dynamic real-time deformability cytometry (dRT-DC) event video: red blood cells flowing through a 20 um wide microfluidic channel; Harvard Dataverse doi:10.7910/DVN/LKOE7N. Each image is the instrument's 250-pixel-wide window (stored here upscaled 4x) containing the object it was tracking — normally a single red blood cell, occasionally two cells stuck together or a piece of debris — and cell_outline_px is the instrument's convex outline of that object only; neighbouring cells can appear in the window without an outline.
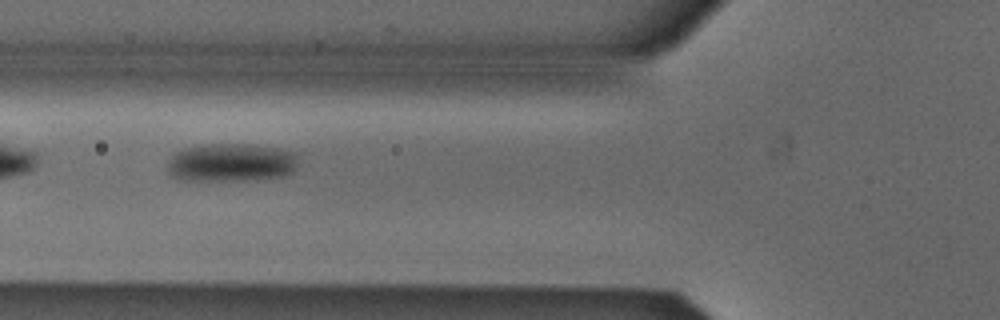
{"species": "Egyptian fruit bat (a non-hibernating species)", "species_latin": "Rousettus aegyptiacus", "temperature_condition": "cold", "stored_images_in_passage": 31, "camera_frame_rate_fps": 3000, "um_per_image_px": 0.085, "animal": {"sex": "male"}, "frame": {"image": 1, "passage_image": 5, "time_ms": 1.333, "image_size_px": [1000, 320], "cell_outline_px": [[296, 164], [292, 172], [284, 176], [256, 180], [180, 180], [172, 176], [168, 172], [168, 160], [176, 152], [200, 144], [244, 144], [276, 148], [296, 152]], "centroid_in_image_um": [19.64, 13.83], "position_along_channel_um": 106.2, "area_um2": 29.19}}
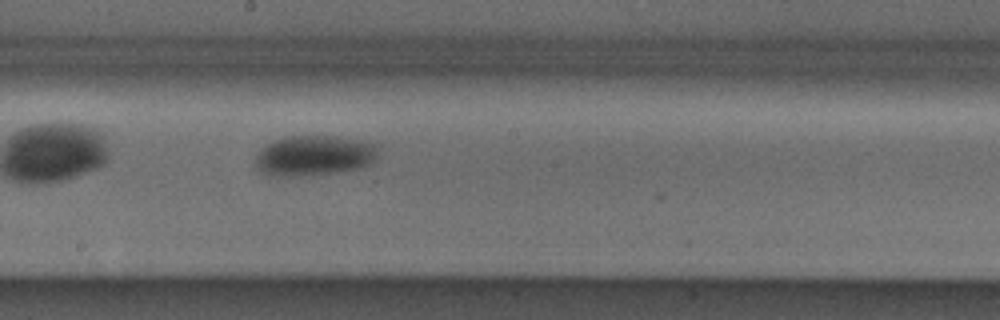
{"frame": {"image": 2, "passage_image": 14, "time_ms": 4.333, "image_size_px": [1000, 320], "cell_outline_px": [[376, 156], [372, 164], [360, 168], [336, 172], [296, 176], [280, 176], [260, 172], [256, 168], [256, 156], [272, 140], [284, 136], [332, 136], [356, 140], [376, 144]], "centroid_in_image_um": [26.69, 13.22], "position_along_channel_um": 221.5, "area_um2": 28.5}}
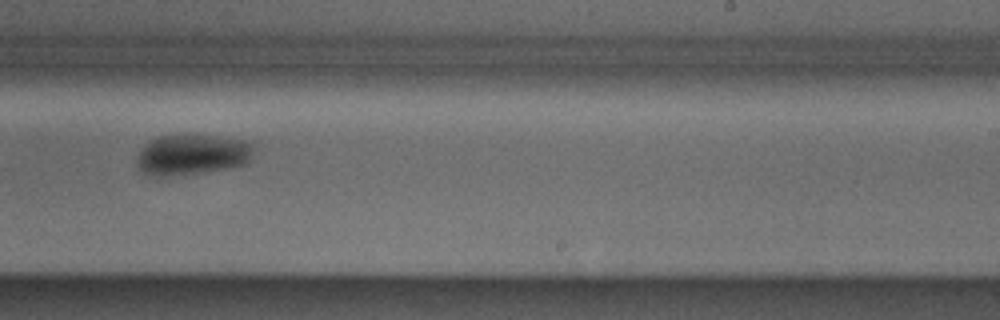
{"frame": {"image": 3, "passage_image": 18, "time_ms": 5.667, "image_size_px": [1000, 320], "cell_outline_px": [[252, 148], [248, 160], [244, 164], [228, 168], [200, 172], [164, 176], [152, 176], [144, 172], [140, 168], [136, 160], [140, 152], [152, 140], [160, 136], [184, 132], [248, 140], [252, 144]], "centroid_in_image_um": [16.33, 13.1], "position_along_channel_um": 272.7, "area_um2": 27.57}, "authors_computed_cell_mechanics": {"area_um2": 28.322, "velocity_mm_per_s": 3.8549, "shape_relaxation_time_tau1_ms": 5.2907, "shape_relaxation_time_tau2_ms": null, "deformation_change_tau1": 0.1079, "deformation_change_tau2": null}}